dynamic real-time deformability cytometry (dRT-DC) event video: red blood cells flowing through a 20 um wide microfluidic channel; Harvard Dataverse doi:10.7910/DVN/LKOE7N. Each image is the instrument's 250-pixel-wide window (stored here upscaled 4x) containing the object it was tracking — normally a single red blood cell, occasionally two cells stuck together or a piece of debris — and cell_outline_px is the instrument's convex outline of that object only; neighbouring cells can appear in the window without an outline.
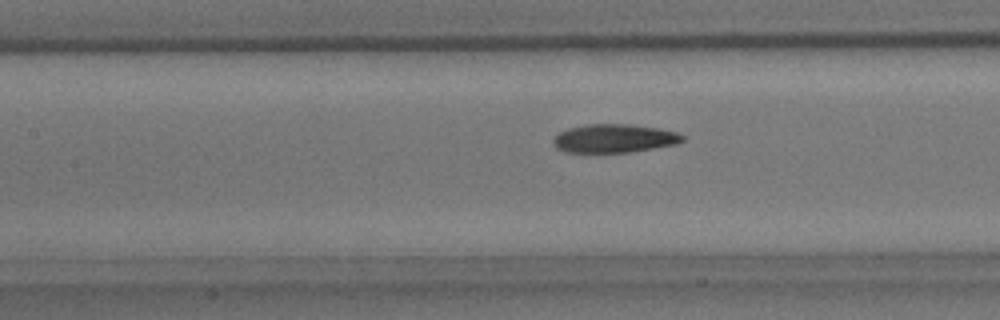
{"species": "common noctule bat (a hibernating species)", "species_latin": "Nyctalus noctula", "temperature_condition": "room temperature", "stored_images_in_passage": 17, "camera_frame_rate_fps": 3000, "um_per_image_px": 0.085, "animal": {"sex": "male", "body_mass_g": 15.6}, "frame": {"image": 1, "passage_image": 15, "time_ms": 4.667, "image_size_px": [1000, 320], "cell_outline_px": [[684, 140], [676, 144], [628, 152], [568, 152], [556, 148], [552, 144], [552, 140], [560, 132], [568, 128], [584, 124], [632, 124], [660, 128], [676, 132], [684, 136]], "centroid_in_image_um": [52.19, 11.75], "position_along_channel_um": 155.2, "area_um2": 21.44}}